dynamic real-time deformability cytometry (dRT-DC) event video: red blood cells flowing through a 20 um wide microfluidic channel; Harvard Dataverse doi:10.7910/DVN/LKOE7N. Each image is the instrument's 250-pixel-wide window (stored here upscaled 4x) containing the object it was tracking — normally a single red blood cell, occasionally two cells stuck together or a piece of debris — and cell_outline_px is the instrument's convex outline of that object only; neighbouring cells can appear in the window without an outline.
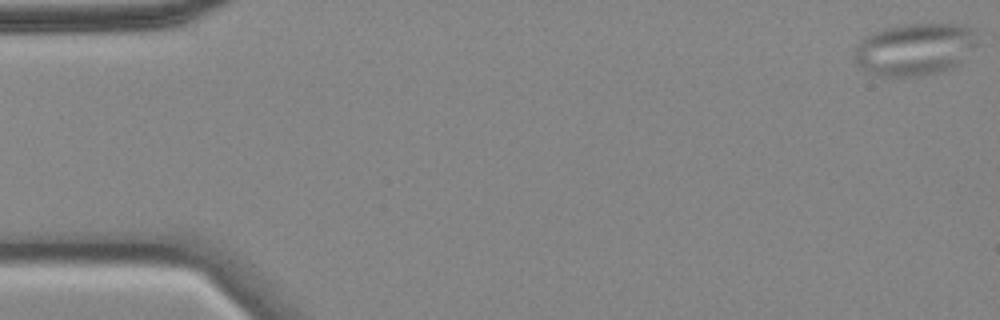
{"species": "common noctule bat (a hibernating species)", "species_latin": "Nyctalus noctula", "temperature_condition": "cold", "stored_images_in_passage": 57, "camera_frame_rate_fps": 3000, "um_per_image_px": 0.085, "animal": {"sex": "female", "body_mass_g": 18.4}, "frame": {"image": 1, "passage_image": 1, "time_ms": 0.0, "image_size_px": [1000, 320], "cell_outline_px": [[984, 28], [980, 44], [960, 64], [952, 68], [920, 76], [876, 76], [864, 72], [856, 64], [852, 56], [860, 40], [872, 32], [884, 28], [904, 24], [968, 24]], "centroid_in_image_um": [77.89, 4.15], "position_along_channel_um": 7.1, "area_um2": 39.19}}
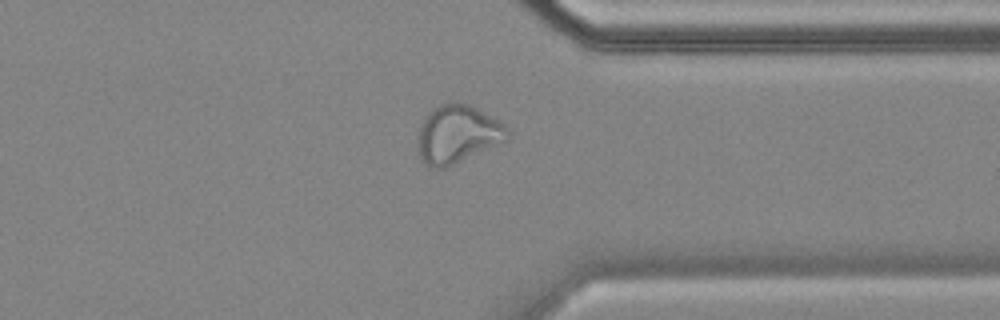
{"frame": {"image": 2, "passage_image": 44, "time_ms": 14.333, "image_size_px": [1000, 320], "cell_outline_px": [[512, 136], [508, 140], [448, 168], [432, 168], [424, 164], [420, 160], [416, 140], [424, 116], [432, 108], [440, 104], [452, 100], [468, 104], [476, 108], [504, 124], [512, 132]], "centroid_in_image_um": [38.88, 11.42], "position_along_channel_um": 372.5, "area_um2": 31.15}}
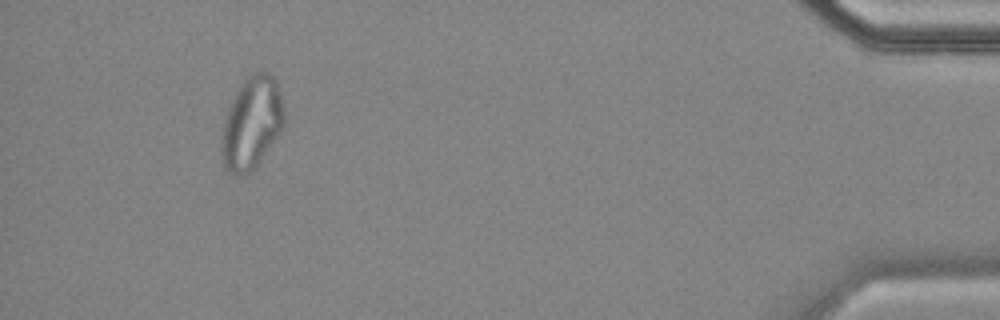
{"frame": {"image": 3, "passage_image": 53, "time_ms": 17.333, "image_size_px": [1000, 320], "cell_outline_px": [[284, 124], [276, 136], [256, 164], [244, 176], [240, 176], [228, 172], [224, 168], [220, 156], [220, 144], [224, 124], [232, 100], [236, 92], [244, 80], [252, 72], [268, 72], [276, 80], [284, 108]], "centroid_in_image_um": [21.37, 10.46], "position_along_channel_um": 413.8, "area_um2": 33.06}}